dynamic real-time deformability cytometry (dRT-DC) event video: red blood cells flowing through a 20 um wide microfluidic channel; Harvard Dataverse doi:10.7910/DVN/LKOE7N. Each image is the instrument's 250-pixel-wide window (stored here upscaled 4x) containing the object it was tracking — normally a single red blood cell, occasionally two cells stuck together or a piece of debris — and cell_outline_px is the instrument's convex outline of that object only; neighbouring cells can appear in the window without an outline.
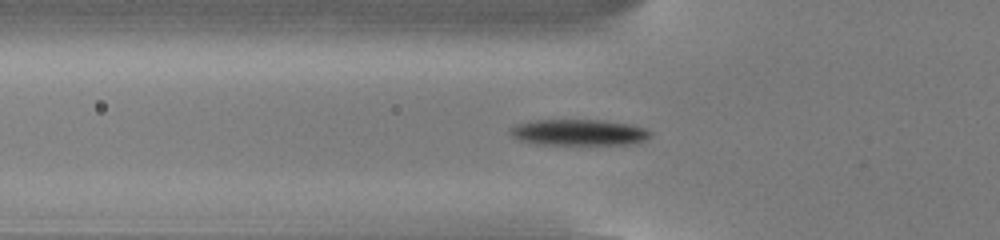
{"species": "common noctule bat (a hibernating species)", "species_latin": "Nyctalus noctula", "temperature_condition": "cold", "stored_images_in_passage": 48, "camera_frame_rate_fps": 3000, "um_per_image_px": 0.085, "animal": {"sex": "male", "body_mass_g": 13.0, "forearm_length_mm": 53.1}, "frame": {"image": 1, "passage_image": 18, "time_ms": 5.667, "image_size_px": [1000, 240], "cell_outline_px": [[652, 136], [636, 144], [540, 144], [520, 140], [512, 136], [508, 132], [508, 128], [516, 124], [532, 120], [604, 120], [632, 124], [644, 128], [652, 132]], "centroid_in_image_um": [49.21, 11.24], "position_along_channel_um": 76.6, "area_um2": 21.5}}
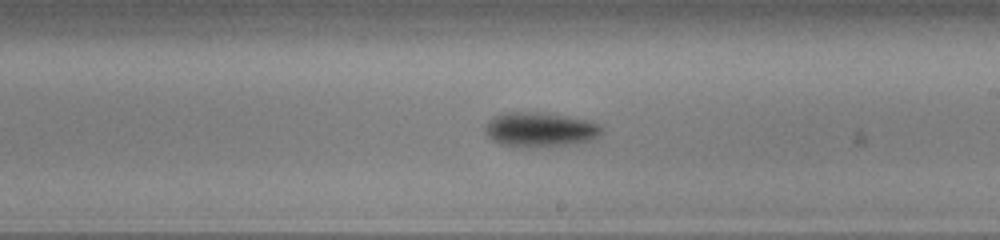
{"frame": {"image": 2, "passage_image": 31, "time_ms": 10.0, "image_size_px": [1000, 240], "cell_outline_px": [[604, 132], [600, 136], [592, 140], [576, 144], [500, 144], [492, 140], [484, 132], [484, 128], [488, 120], [492, 116], [504, 112], [552, 112], [588, 120], [600, 124], [604, 128]], "centroid_in_image_um": [45.96, 10.94], "position_along_channel_um": 243.0, "area_um2": 23.29}}
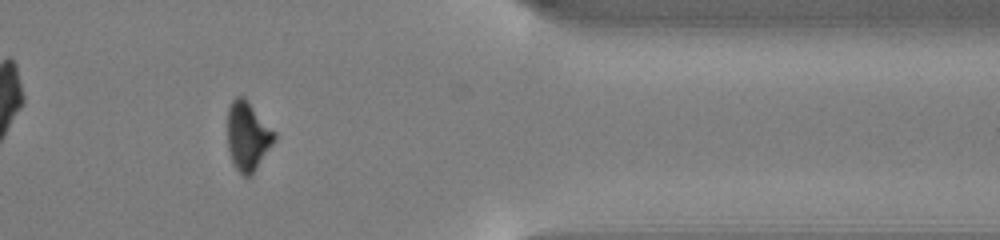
{"frame": {"image": 3, "passage_image": 44, "time_ms": 14.333, "image_size_px": [1000, 240], "cell_outline_px": [[276, 140], [252, 176], [244, 176], [232, 164], [228, 148], [228, 108], [232, 100], [236, 96], [244, 96], [248, 100], [276, 132]], "centroid_in_image_um": [21.07, 11.57], "position_along_channel_um": 390.3, "area_um2": 19.13}, "authors_computed_cell_mechanics": {"area_um2": 20.6924, "velocity_mm_per_s": 3.8325, "shape_relaxation_time_tau1_ms": 2.1185, "shape_relaxation_time_tau2_ms": 11.0371, "deformation_change_tau1": 0.1489, "deformation_change_tau2": 0.1543}}